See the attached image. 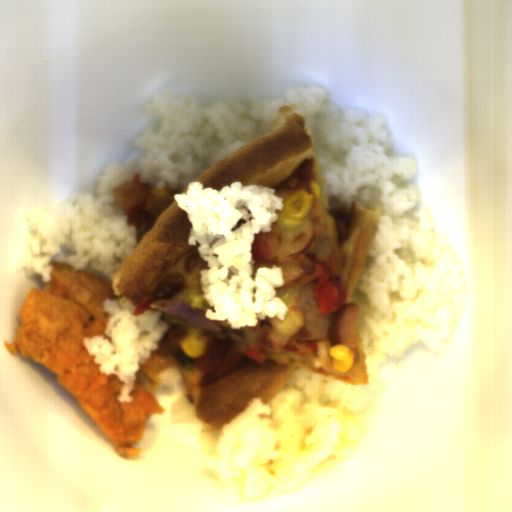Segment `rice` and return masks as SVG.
I'll return each instance as SVG.
<instances>
[{
	"label": "rice",
	"mask_w": 512,
	"mask_h": 512,
	"mask_svg": "<svg viewBox=\"0 0 512 512\" xmlns=\"http://www.w3.org/2000/svg\"><path fill=\"white\" fill-rule=\"evenodd\" d=\"M143 134L132 149L138 161L108 163L93 192H72L56 203L34 204L25 220L32 234L25 275L51 280L50 261L68 263L110 283L137 246L136 227L112 189L139 174L172 194L192 224L188 244L208 265L198 271L212 309L208 320L233 330L284 320L276 288L279 266L252 268L256 235L269 234L284 211L275 188L234 181L220 189L194 182L240 146L304 116L328 201L381 205L352 294L360 306L355 327L368 381L353 386L296 368L267 404L253 401L218 431H202L187 386L175 368L159 373L153 393L166 411L148 420L178 423L200 440L207 479L239 492L246 502L294 491L341 460L362 437L365 415L383 390L382 370L423 348L443 350L464 320L470 281L453 236L422 205L419 159L398 151L391 115L366 108L335 109L331 90L295 86L282 98L205 104L169 90L141 107Z\"/></svg>",
	"instance_id": "rice-1"
},
{
	"label": "rice",
	"mask_w": 512,
	"mask_h": 512,
	"mask_svg": "<svg viewBox=\"0 0 512 512\" xmlns=\"http://www.w3.org/2000/svg\"><path fill=\"white\" fill-rule=\"evenodd\" d=\"M118 299L102 300L103 310L110 314L103 335L82 337L93 362L99 364L100 374H116L124 383L117 397L119 402L133 401L129 396L134 388L141 364L151 357V351L158 350L159 341L164 338L169 324L161 320L162 311L145 310L140 316L131 315L136 305Z\"/></svg>",
	"instance_id": "rice-2"
}]
</instances>
